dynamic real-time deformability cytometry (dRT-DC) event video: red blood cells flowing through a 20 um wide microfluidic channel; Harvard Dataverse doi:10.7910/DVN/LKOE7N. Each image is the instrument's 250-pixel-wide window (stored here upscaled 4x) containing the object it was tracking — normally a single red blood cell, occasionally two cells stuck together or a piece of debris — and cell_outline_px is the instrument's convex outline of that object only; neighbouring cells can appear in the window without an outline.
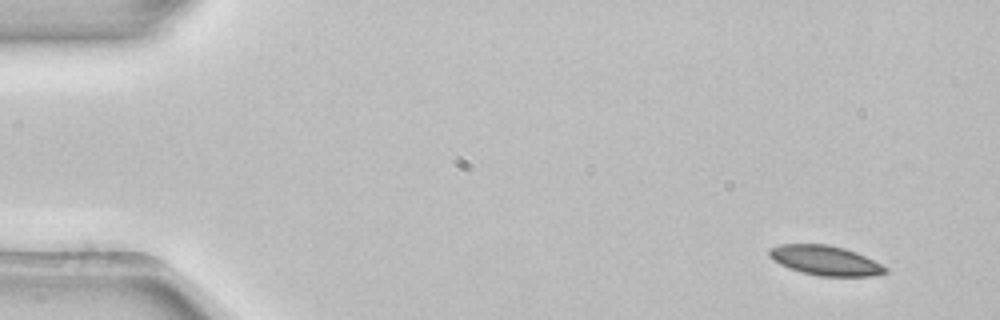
{"species": "common noctule bat (a hibernating species)", "species_latin": "Nyctalus noctula", "temperature_condition": "room temperature", "stored_images_in_passage": 4, "camera_frame_rate_fps": 3000, "um_per_image_px": 0.085, "animal": {"sex": "female", "body_mass_g": 22.7, "forearm_length_mm": 54.2}, "frame": {"image": 1, "passage_image": 1, "time_ms": 0.0, "image_size_px": [1000, 320], "cell_outline_px": [[888, 272], [872, 276], [820, 276], [800, 272], [788, 268], [772, 260], [768, 256], [768, 248], [780, 244], [828, 244], [844, 248], [856, 252], [888, 268]], "centroid_in_image_um": [70.1, 22.13], "position_along_channel_um": 14.9, "area_um2": 20.17}}
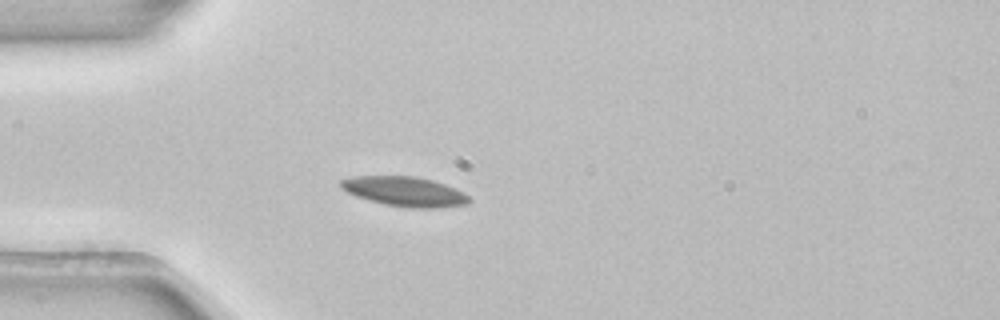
{"frame": {"image": 2, "passage_image": 4, "time_ms": 1.0, "image_size_px": [1000, 320], "cell_outline_px": [[472, 200], [468, 204], [436, 208], [408, 208], [384, 204], [368, 200], [356, 196], [340, 188], [340, 180], [352, 176], [416, 176], [432, 180], [444, 184], [464, 192]], "centroid_in_image_um": [34.4, 16.28], "position_along_channel_um": 50.6, "area_um2": 22.31}}